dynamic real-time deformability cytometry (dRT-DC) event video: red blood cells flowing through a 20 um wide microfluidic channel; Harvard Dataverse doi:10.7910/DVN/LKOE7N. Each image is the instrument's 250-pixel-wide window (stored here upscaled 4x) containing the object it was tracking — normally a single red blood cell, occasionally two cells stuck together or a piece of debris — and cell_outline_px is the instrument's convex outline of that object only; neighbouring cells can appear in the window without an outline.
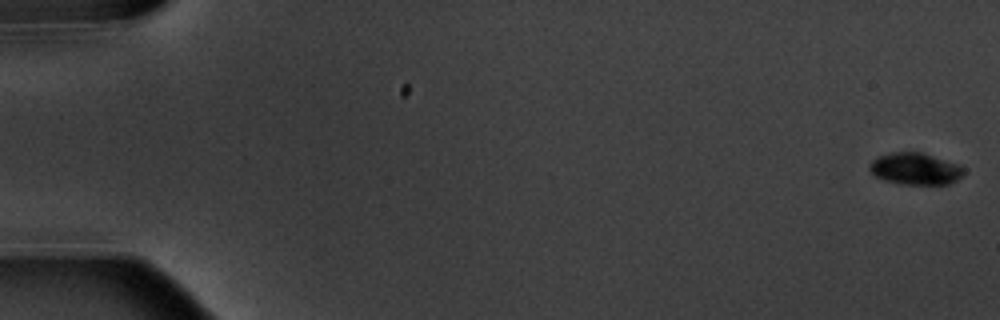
{"species": "common noctule bat (a hibernating species)", "species_latin": "Nyctalus noctula", "temperature_condition": "warm", "stored_images_in_passage": 7, "segment_of_instrument_passage": [1, 2], "camera_frame_rate_fps": 3000, "um_per_image_px": 0.085, "animal": {"sex": "male", "body_mass_g": 20.1, "forearm_length_mm": 53.5}, "frame": {"image": 1, "passage_image": 1, "time_ms": 0.0, "image_size_px": [1000, 320], "cell_outline_px": [[964, 172], [956, 180], [948, 184], [900, 184], [884, 180], [876, 176], [868, 168], [872, 160], [880, 156], [892, 152], [920, 152], [960, 164], [964, 168]], "centroid_in_image_um": [77.8, 14.34], "position_along_channel_um": 7.2, "area_um2": 17.34}}
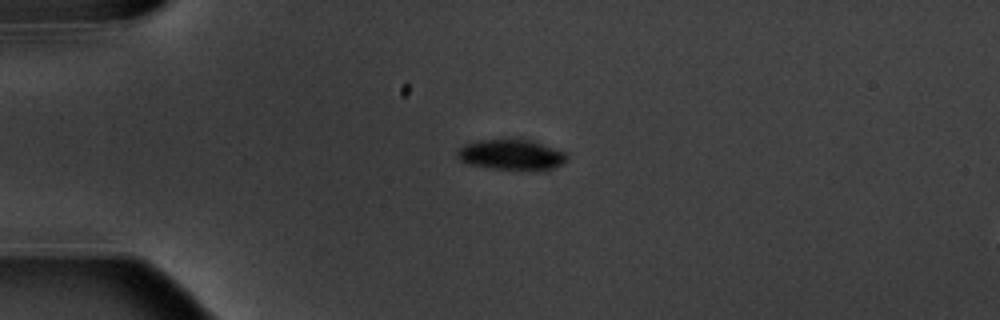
{"frame": {"image": 2, "passage_image": 5, "time_ms": 4.667, "image_size_px": [1000, 320], "cell_outline_px": [[568, 156], [560, 164], [552, 168], [488, 168], [472, 164], [460, 160], [456, 156], [456, 152], [464, 144], [476, 140], [532, 140], [564, 152]], "centroid_in_image_um": [43.39, 13.12], "position_along_channel_um": 41.6, "area_um2": 18.61}}